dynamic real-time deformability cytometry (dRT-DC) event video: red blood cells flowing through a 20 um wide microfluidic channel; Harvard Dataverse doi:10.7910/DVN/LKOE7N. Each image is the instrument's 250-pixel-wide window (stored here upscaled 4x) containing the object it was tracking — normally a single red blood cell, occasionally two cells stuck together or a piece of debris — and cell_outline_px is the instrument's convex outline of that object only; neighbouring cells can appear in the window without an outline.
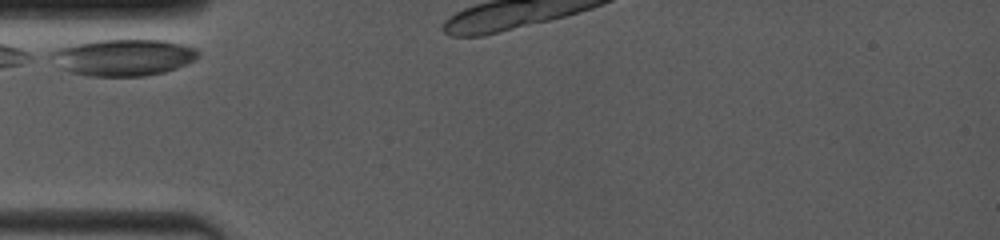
{"species": "common noctule bat (a hibernating species)", "species_latin": "Nyctalus noctula", "temperature_condition": "room temperature", "stored_images_in_passage": 5, "camera_frame_rate_fps": 4000, "um_per_image_px": 0.085, "animal": {"sex": "female", "body_mass_g": 19.0, "forearm_length_mm": 53.3}, "frame": {"image": 1, "passage_image": 1, "time_ms": 0.0, "image_size_px": [1000, 240], "cell_outline_px": [[200, 56], [196, 60], [176, 68], [164, 72], [144, 76], [92, 76], [68, 72], [60, 68], [48, 56], [48, 52], [56, 48], [96, 40], [164, 40], [196, 48], [200, 52]], "centroid_in_image_um": [10.46, 4.88], "position_along_channel_um": 74.5, "area_um2": 31.62}}